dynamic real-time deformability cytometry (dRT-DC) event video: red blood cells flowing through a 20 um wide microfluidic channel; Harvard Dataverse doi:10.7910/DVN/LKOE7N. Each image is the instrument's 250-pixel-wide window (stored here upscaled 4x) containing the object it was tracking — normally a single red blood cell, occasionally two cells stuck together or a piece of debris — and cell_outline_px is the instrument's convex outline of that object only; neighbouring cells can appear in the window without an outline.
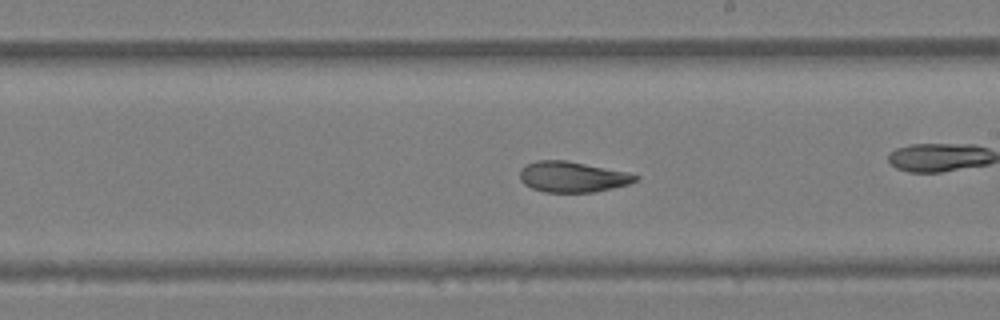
{"species": "Egyptian fruit bat (a non-hibernating species)", "species_latin": "Rousettus aegyptiacus", "temperature_condition": "warm", "stored_images_in_passage": 47, "camera_frame_rate_fps": 3000, "um_per_image_px": 0.085, "animal": {"sex": "female"}, "frame": {"image": 1, "passage_image": 27, "time_ms": 8.667, "image_size_px": [1000, 320], "cell_outline_px": [[640, 176], [636, 180], [628, 184], [596, 192], [544, 192], [532, 188], [524, 184], [520, 180], [520, 168], [536, 160], [564, 160], [628, 172]], "centroid_in_image_um": [48.64, 15.03], "position_along_channel_um": 240.4, "area_um2": 20.58}, "authors_computed_cell_mechanics": {"area_um2": 24.1604, "velocity_mm_per_s": 4.4723, "shape_relaxation_time_tau1_ms": 10.1891, "shape_relaxation_time_tau2_ms": 2.2177, "deformation_change_tau1": 0.2738, "deformation_change_tau2": 0.0745}}